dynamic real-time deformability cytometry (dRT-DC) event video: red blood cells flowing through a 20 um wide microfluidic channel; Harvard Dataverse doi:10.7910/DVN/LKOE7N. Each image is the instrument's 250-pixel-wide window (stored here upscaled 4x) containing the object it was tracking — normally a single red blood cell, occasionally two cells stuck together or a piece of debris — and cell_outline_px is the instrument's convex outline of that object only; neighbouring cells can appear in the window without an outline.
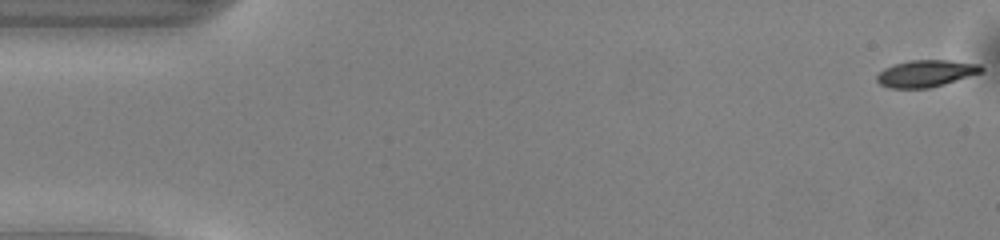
{"species": "common noctule bat (a hibernating species)", "species_latin": "Nyctalus noctula", "temperature_condition": "warm", "stored_images_in_passage": 51, "camera_frame_rate_fps": 3000, "um_per_image_px": 0.085, "animal": {"sex": "male", "body_mass_g": 13.0, "forearm_length_mm": 53.1}, "frame": {"image": 1, "passage_image": 1, "time_ms": 0.0, "image_size_px": [1000, 240], "cell_outline_px": [[984, 72], [944, 84], [928, 88], [888, 88], [880, 84], [876, 80], [876, 76], [884, 68], [908, 60], [948, 60], [980, 64], [984, 68]], "centroid_in_image_um": [78.72, 6.24], "position_along_channel_um": 6.3, "area_um2": 16.42}}
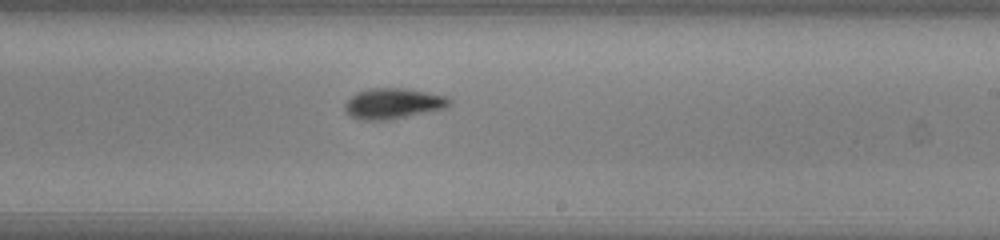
{"frame": {"image": 2, "passage_image": 30, "time_ms": 9.667, "image_size_px": [1000, 240], "cell_outline_px": [[452, 104], [444, 108], [384, 120], [364, 120], [352, 116], [344, 108], [344, 104], [356, 92], [368, 88], [404, 88], [448, 96], [452, 100]], "centroid_in_image_um": [33.42, 8.77], "position_along_channel_um": 255.6, "area_um2": 18.32}}
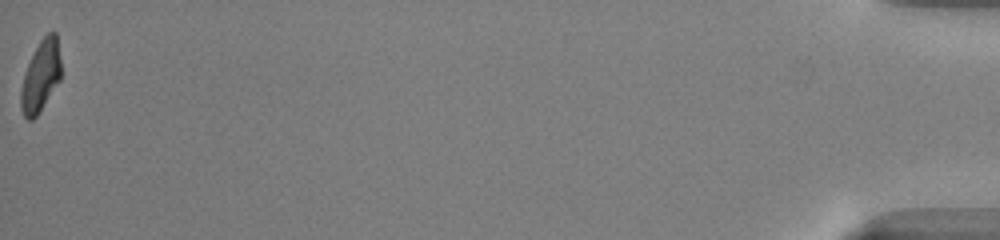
{"frame": {"image": 3, "passage_image": 51, "time_ms": 16.667, "image_size_px": [1000, 240], "cell_outline_px": [[60, 80], [36, 116], [32, 120], [28, 120], [24, 116], [20, 108], [20, 92], [24, 76], [28, 64], [40, 40], [48, 32], [56, 32], [60, 60]], "centroid_in_image_um": [3.45, 6.48], "position_along_channel_um": 431.8, "area_um2": 16.3}, "authors_computed_cell_mechanics": {"area_um2": 17.3978, "velocity_mm_per_s": 4.0644, "shape_relaxation_time_tau1_ms": 2.4398, "shape_relaxation_time_tau2_ms": 3.7561, "deformation_change_tau1": 0.1302, "deformation_change_tau2": 0.1053}}